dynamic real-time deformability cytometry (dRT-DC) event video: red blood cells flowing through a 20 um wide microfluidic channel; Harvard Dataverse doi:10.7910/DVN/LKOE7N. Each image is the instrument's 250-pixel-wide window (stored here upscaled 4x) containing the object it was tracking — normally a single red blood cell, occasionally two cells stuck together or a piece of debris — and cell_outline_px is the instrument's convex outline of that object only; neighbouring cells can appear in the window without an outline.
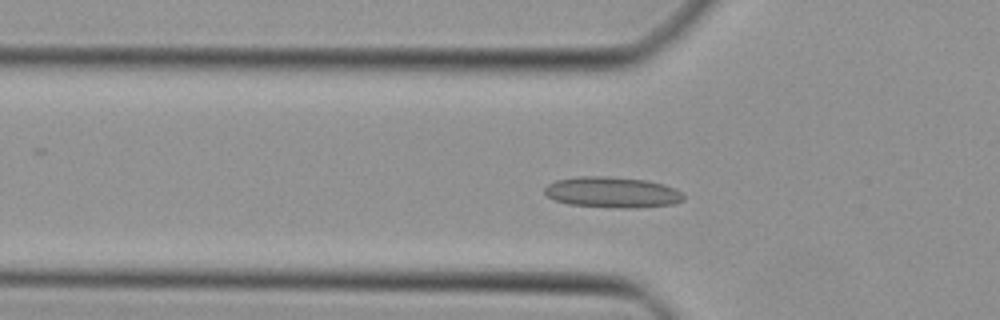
{"species": "Egyptian fruit bat (a non-hibernating species)", "species_latin": "Rousettus aegyptiacus", "temperature_condition": "cold", "stored_images_in_passage": 22, "camera_frame_rate_fps": 3000, "um_per_image_px": 0.085, "animal": {"sex": "female"}, "frame": {"image": 1, "passage_image": 7, "time_ms": 2.0, "image_size_px": [1000, 320], "cell_outline_px": [[684, 200], [672, 204], [636, 208], [620, 208], [568, 204], [556, 200], [548, 196], [544, 192], [544, 188], [548, 184], [556, 180], [580, 176], [608, 176], [648, 180], [664, 184], [676, 188], [684, 196]], "centroid_in_image_um": [52.06, 16.34], "position_along_channel_um": 73.7, "area_um2": 25.03}}
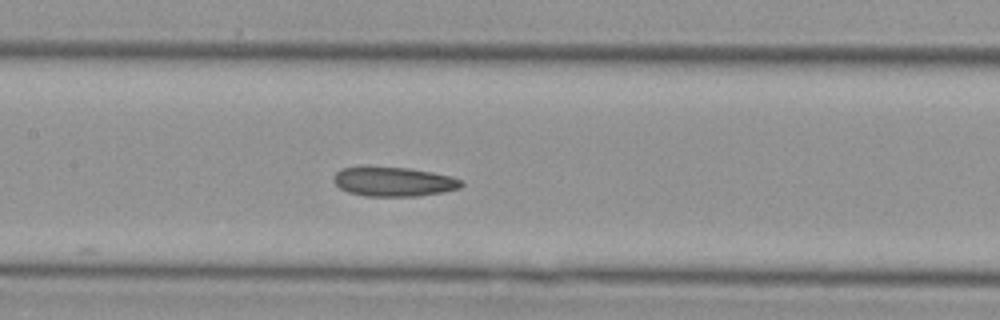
{"frame": {"image": 2, "passage_image": 14, "time_ms": 4.333, "image_size_px": [1000, 320], "cell_outline_px": [[464, 184], [460, 188], [440, 192], [416, 196], [364, 196], [348, 192], [340, 188], [332, 180], [336, 172], [340, 168], [364, 164], [408, 168], [432, 172], [452, 176], [460, 180]], "centroid_in_image_um": [33.37, 15.4], "position_along_channel_um": 174.0, "area_um2": 22.43}}
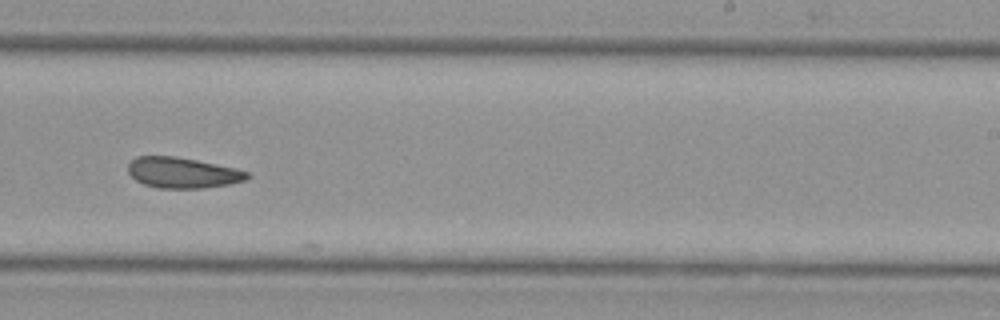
{"frame": {"image": 3, "passage_image": 21, "time_ms": 6.667, "image_size_px": [1000, 320], "cell_outline_px": [[252, 176], [244, 180], [228, 184], [200, 188], [156, 188], [144, 184], [136, 180], [128, 172], [128, 164], [136, 156], [176, 156], [236, 168], [248, 172]], "centroid_in_image_um": [15.5, 14.68], "position_along_channel_um": 273.5, "area_um2": 21.21}}